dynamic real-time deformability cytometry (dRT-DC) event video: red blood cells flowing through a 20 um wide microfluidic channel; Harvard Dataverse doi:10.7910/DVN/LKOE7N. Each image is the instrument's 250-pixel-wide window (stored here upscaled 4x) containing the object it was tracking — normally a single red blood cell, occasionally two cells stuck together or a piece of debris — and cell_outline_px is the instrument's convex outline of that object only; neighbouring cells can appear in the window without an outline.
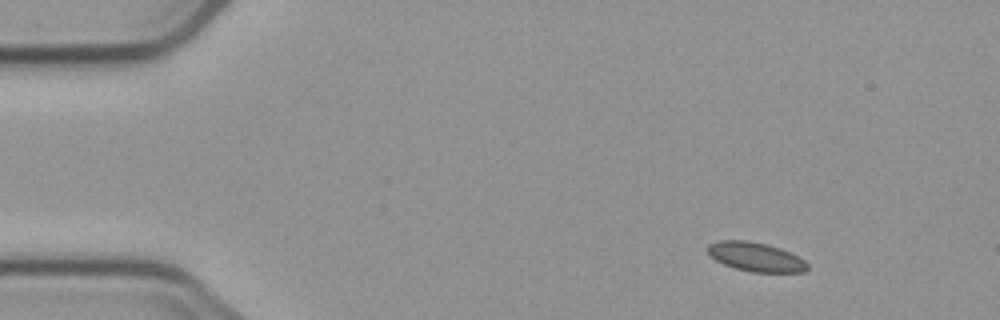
{"species": "common noctule bat (a hibernating species)", "species_latin": "Nyctalus noctula", "temperature_condition": "cold", "stored_images_in_passage": 4, "camera_frame_rate_fps": 3000, "um_per_image_px": 0.085, "animal": {"sex": "male", "body_mass_g": 23.1, "forearm_length_mm": 52.7}, "frame": {"image": 1, "passage_image": 1, "time_ms": 0.0, "image_size_px": [1000, 320], "cell_outline_px": [[808, 268], [804, 272], [752, 272], [736, 268], [724, 264], [716, 260], [704, 248], [708, 244], [720, 240], [748, 240], [768, 244], [780, 248], [804, 260], [808, 264]], "centroid_in_image_um": [64.21, 21.82], "position_along_channel_um": 20.8, "area_um2": 16.88}}